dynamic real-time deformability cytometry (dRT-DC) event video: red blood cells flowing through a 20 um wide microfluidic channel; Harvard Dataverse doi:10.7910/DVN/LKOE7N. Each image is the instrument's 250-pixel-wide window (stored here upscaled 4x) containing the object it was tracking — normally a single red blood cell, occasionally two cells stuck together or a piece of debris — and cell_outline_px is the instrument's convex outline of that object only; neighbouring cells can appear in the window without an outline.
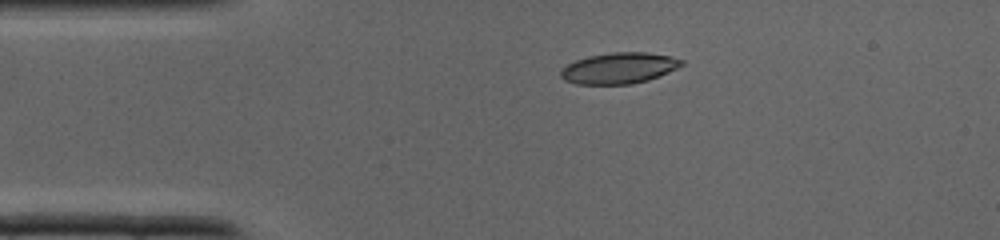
{"species": "common noctule bat (a hibernating species)", "species_latin": "Nyctalus noctula", "temperature_condition": "cold", "stored_images_in_passage": 31, "camera_frame_rate_fps": 3000, "um_per_image_px": 0.085, "animal": {"sex": "male", "body_mass_g": 19.0, "forearm_length_mm": 50.8}, "frame": {"image": 1, "passage_image": 1, "time_ms": 0.0, "image_size_px": [1000, 240], "cell_outline_px": [[684, 64], [660, 76], [648, 80], [632, 84], [576, 84], [564, 80], [560, 76], [560, 72], [568, 64], [576, 60], [588, 56], [612, 52], [644, 52], [672, 56], [684, 60]], "centroid_in_image_um": [52.64, 5.79], "position_along_channel_um": 32.4, "area_um2": 21.85}}
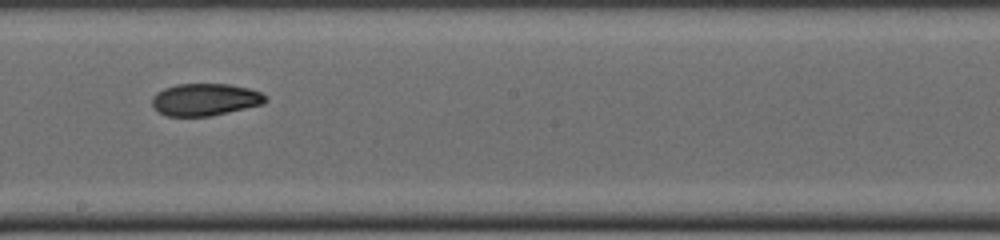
{"frame": {"image": 2, "passage_image": 14, "time_ms": 4.333, "image_size_px": [1000, 240], "cell_outline_px": [[268, 100], [264, 104], [228, 112], [208, 116], [168, 116], [152, 108], [152, 96], [156, 92], [164, 88], [176, 84], [228, 84], [248, 88], [260, 92], [268, 96]], "centroid_in_image_um": [17.43, 8.46], "position_along_channel_um": 230.8, "area_um2": 21.39}}
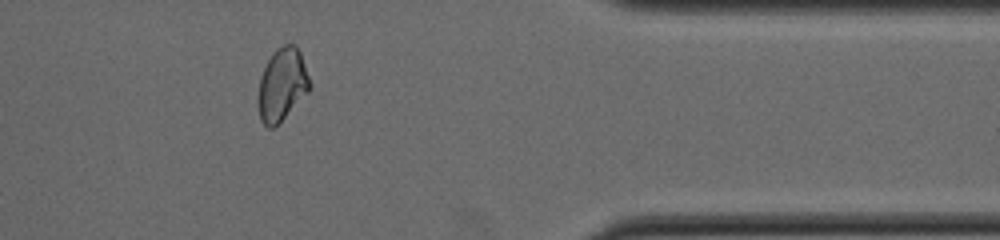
{"frame": {"image": 3, "passage_image": 24, "time_ms": 7.667, "image_size_px": [1000, 240], "cell_outline_px": [[312, 84], [308, 92], [272, 128], [268, 128], [260, 120], [260, 76], [272, 52], [276, 48], [284, 44], [296, 44], [300, 52]], "centroid_in_image_um": [24.01, 7.12], "position_along_channel_um": 387.4, "area_um2": 21.27}}